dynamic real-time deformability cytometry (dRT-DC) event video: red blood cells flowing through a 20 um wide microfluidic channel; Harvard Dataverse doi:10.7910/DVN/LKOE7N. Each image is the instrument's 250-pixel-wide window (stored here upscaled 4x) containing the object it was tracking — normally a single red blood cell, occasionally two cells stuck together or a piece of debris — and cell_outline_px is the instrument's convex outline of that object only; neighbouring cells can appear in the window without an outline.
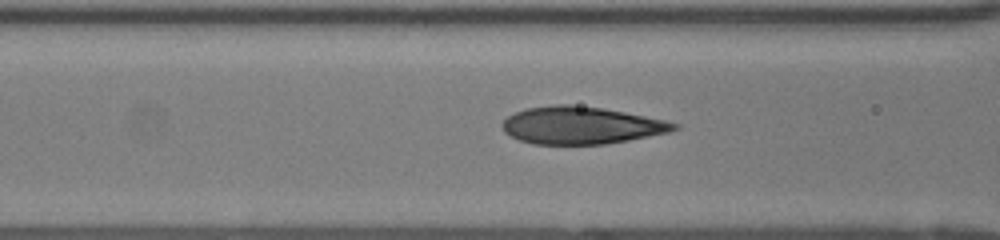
{"species": "human", "species_latin": "Homo sapiens", "temperature_condition": "room temperature", "stored_images_in_passage": 20, "camera_frame_rate_fps": 3000, "um_per_image_px": 0.085, "donor": {"sex": "female"}, "frame": {"image": 1, "passage_image": 18, "time_ms": 5.667, "image_size_px": [1000, 240], "cell_outline_px": [[680, 128], [668, 132], [628, 140], [604, 144], [532, 144], [520, 140], [504, 132], [500, 124], [508, 116], [516, 112], [528, 108], [552, 104], [572, 104], [604, 108], [664, 120], [680, 124]], "centroid_in_image_um": [49.38, 10.65], "position_along_channel_um": 117.2, "area_um2": 37.34}}